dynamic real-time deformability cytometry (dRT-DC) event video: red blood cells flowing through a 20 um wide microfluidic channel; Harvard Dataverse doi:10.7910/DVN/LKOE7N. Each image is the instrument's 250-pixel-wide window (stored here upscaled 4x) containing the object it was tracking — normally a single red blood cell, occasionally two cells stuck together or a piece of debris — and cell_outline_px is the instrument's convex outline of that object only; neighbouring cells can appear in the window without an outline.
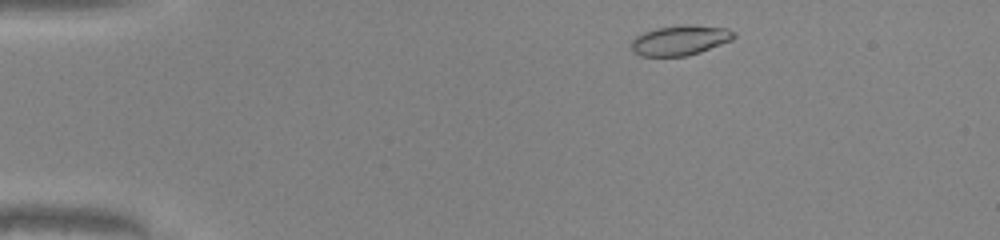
{"species": "common noctule bat (a hibernating species)", "species_latin": "Nyctalus noctula", "temperature_condition": "warm", "stored_images_in_passage": 45, "camera_frame_rate_fps": 3000, "um_per_image_px": 0.085, "animal": {"sex": "male", "body_mass_g": 20.0, "forearm_length_mm": 53.3}, "frame": {"image": 1, "passage_image": 3, "time_ms": 0.667, "image_size_px": [1000, 240], "cell_outline_px": [[736, 36], [732, 40], [700, 52], [688, 56], [640, 56], [632, 52], [632, 40], [636, 36], [644, 32], [656, 28], [684, 24], [728, 28]], "centroid_in_image_um": [57.79, 3.43], "position_along_channel_um": 27.2, "area_um2": 17.92}}
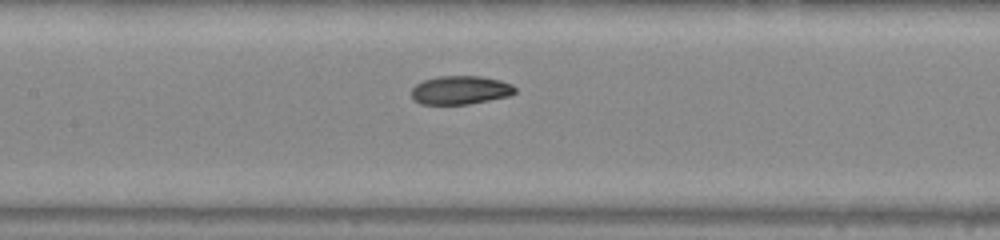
{"frame": {"image": 2, "passage_image": 19, "time_ms": 6.0, "image_size_px": [1000, 240], "cell_outline_px": [[516, 92], [508, 96], [468, 104], [420, 104], [412, 100], [412, 88], [416, 84], [424, 80], [436, 76], [480, 76], [500, 80], [512, 84], [516, 88]], "centroid_in_image_um": [39.11, 7.65], "position_along_channel_um": 168.3, "area_um2": 17.28}}
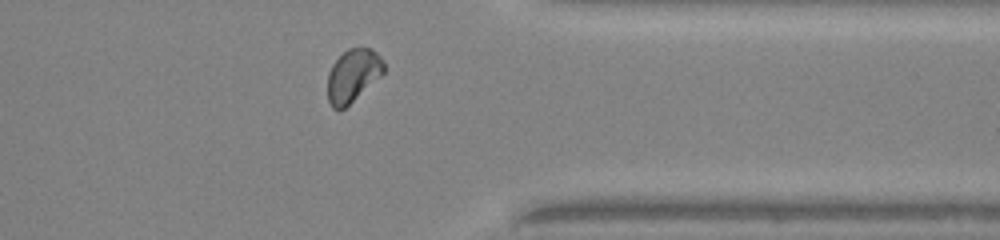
{"frame": {"image": 3, "passage_image": 35, "time_ms": 11.333, "image_size_px": [1000, 240], "cell_outline_px": [[384, 72], [380, 76], [344, 108], [332, 108], [328, 100], [328, 72], [332, 64], [348, 48], [372, 48], [384, 60]], "centroid_in_image_um": [30.0, 6.39], "position_along_channel_um": 381.4, "area_um2": 16.99}, "authors_computed_cell_mechanics": {"area_um2": 17.2822, "velocity_mm_per_s": 4.1187, "shape_relaxation_time_tau1_ms": 3.3805, "shape_relaxation_time_tau2_ms": 0.8292, "deformation_change_tau1": 0.1321, "deformation_change_tau2": 0.0435}}